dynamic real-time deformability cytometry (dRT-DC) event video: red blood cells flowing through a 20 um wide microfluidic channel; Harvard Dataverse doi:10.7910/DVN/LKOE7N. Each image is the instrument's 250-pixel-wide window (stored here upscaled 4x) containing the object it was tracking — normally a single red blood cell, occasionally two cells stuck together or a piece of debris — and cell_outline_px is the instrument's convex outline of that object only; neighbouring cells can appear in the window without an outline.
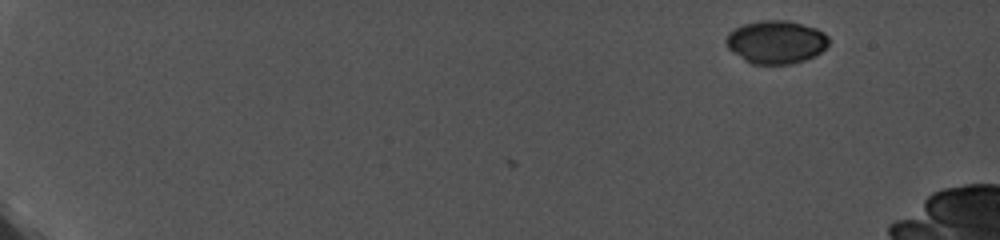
{"species": "common noctule bat (a hibernating species)", "species_latin": "Nyctalus noctula", "temperature_condition": "cold", "stored_images_in_passage": 3, "camera_frame_rate_fps": 5000, "um_per_image_px": 0.085, "animal": {"sex": "female", "body_mass_g": 19.0, "forearm_length_mm": 56.7}, "frame": {"image": 1, "passage_image": 3, "time_ms": 0.4, "image_size_px": [1000, 240], "cell_outline_px": [[828, 44], [820, 52], [804, 60], [792, 64], [752, 64], [744, 60], [732, 52], [724, 44], [724, 40], [728, 32], [744, 24], [760, 20], [788, 20], [816, 28], [824, 32], [828, 36]], "centroid_in_image_um": [65.92, 3.57], "position_along_channel_um": 19.1, "area_um2": 25.89}}